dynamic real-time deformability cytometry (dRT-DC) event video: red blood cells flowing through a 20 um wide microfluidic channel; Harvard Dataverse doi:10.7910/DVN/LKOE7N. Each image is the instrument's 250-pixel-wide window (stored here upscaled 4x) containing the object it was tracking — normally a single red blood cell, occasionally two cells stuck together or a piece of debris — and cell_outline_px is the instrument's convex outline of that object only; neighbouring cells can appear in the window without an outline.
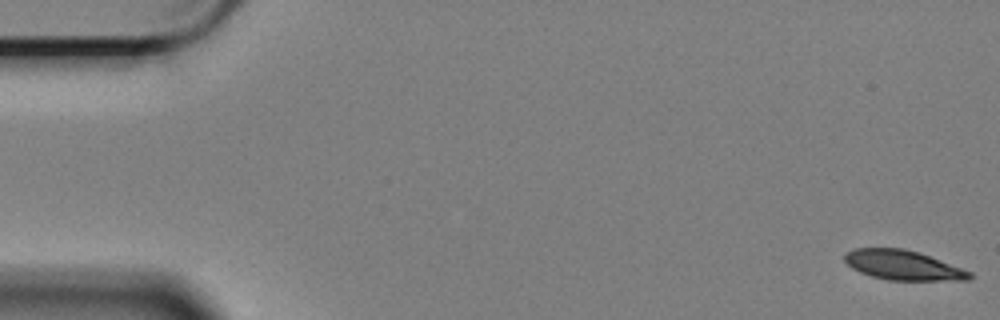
{"species": "Egyptian fruit bat (a non-hibernating species)", "species_latin": "Rousettus aegyptiacus", "temperature_condition": "cold", "stored_images_in_passage": 59, "camera_frame_rate_fps": 3000, "um_per_image_px": 0.085, "animal": {"sex": "female"}, "frame": {"image": 1, "passage_image": 1, "time_ms": 0.0, "image_size_px": [1000, 320], "cell_outline_px": [[972, 276], [968, 280], [888, 280], [872, 276], [860, 272], [852, 268], [844, 260], [844, 256], [848, 252], [856, 248], [900, 248], [916, 252], [928, 256], [972, 272]], "centroid_in_image_um": [76.73, 22.55], "position_along_channel_um": 8.3, "area_um2": 21.15}}
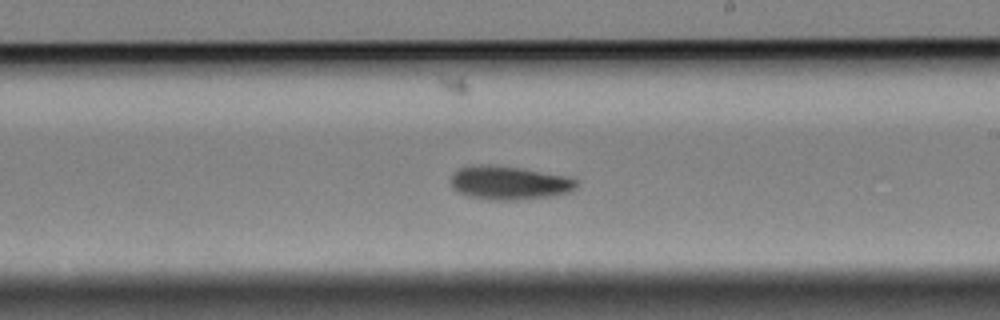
{"frame": {"image": 2, "passage_image": 34, "time_ms": 11.0, "image_size_px": [1000, 320], "cell_outline_px": [[576, 188], [568, 192], [552, 196], [512, 200], [496, 200], [468, 196], [452, 188], [452, 172], [456, 168], [472, 164], [488, 164], [516, 168], [564, 176], [576, 180]], "centroid_in_image_um": [43.2, 15.53], "position_along_channel_um": 245.8, "area_um2": 24.28}}
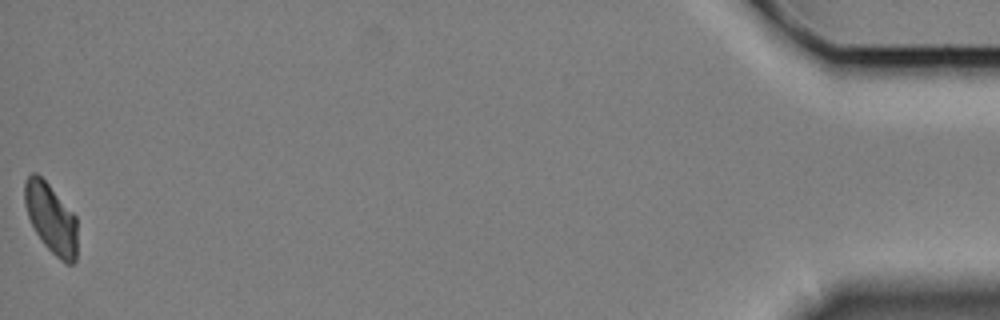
{"frame": {"image": 3, "passage_image": 59, "time_ms": 19.333, "image_size_px": [1000, 320], "cell_outline_px": [[76, 260], [72, 264], [64, 264], [44, 244], [36, 232], [28, 216], [24, 204], [24, 180], [32, 172], [36, 172], [48, 184], [76, 216]], "centroid_in_image_um": [4.32, 18.56], "position_along_channel_um": 430.9, "area_um2": 21.27}, "authors_computed_cell_mechanics": {"area_um2": 22.6576, "velocity_mm_per_s": 3.368, "shape_relaxation_time_tau1_ms": 3.1814, "shape_relaxation_time_tau2_ms": null, "deformation_change_tau1": 0.1097, "deformation_change_tau2": null}}